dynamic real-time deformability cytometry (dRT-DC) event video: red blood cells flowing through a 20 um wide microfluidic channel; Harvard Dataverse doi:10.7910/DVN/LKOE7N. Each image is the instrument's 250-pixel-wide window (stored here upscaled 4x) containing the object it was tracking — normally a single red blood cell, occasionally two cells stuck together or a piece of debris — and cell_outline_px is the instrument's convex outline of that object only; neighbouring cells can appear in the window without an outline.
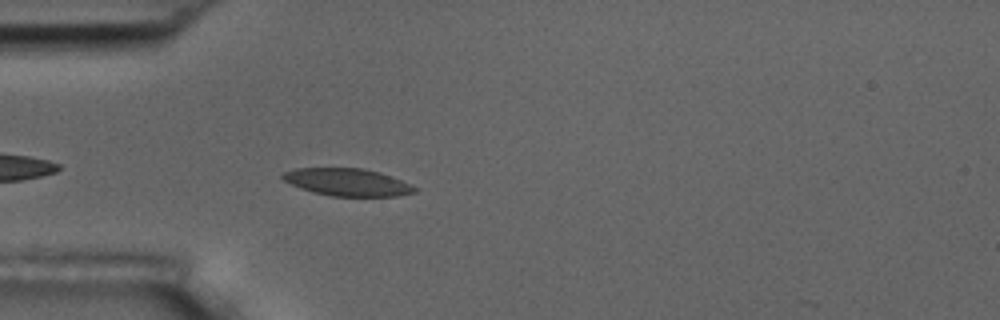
{"species": "common noctule bat (a hibernating species)", "species_latin": "Nyctalus noctula", "temperature_condition": "room temperature", "stored_images_in_passage": 4, "camera_frame_rate_fps": 3000, "um_per_image_px": 0.085, "animal": {"sex": "male", "body_mass_g": 17.5, "forearm_length_mm": 52.3}, "frame": {"image": 1, "passage_image": 4, "time_ms": 3.667, "image_size_px": [1000, 320], "cell_outline_px": [[420, 188], [416, 192], [396, 196], [332, 196], [312, 192], [300, 188], [284, 180], [280, 176], [284, 172], [296, 168], [364, 168], [380, 172]], "centroid_in_image_um": [29.54, 15.48], "position_along_channel_um": 55.5, "area_um2": 21.1}}